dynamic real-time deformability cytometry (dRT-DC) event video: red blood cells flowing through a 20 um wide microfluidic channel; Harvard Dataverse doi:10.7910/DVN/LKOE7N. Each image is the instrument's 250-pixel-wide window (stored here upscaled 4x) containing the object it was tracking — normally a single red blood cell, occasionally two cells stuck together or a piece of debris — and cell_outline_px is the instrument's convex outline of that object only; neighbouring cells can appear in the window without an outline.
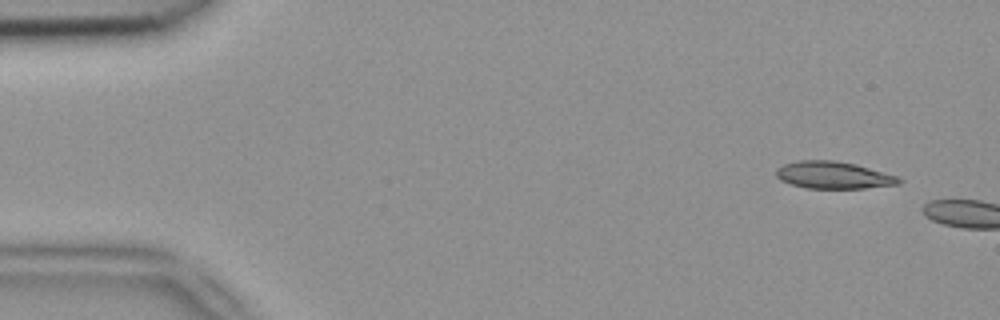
{"species": "common noctule bat (a hibernating species)", "species_latin": "Nyctalus noctula", "temperature_condition": "room temperature", "stored_images_in_passage": 3, "camera_frame_rate_fps": 3000, "um_per_image_px": 0.085, "animal": {"sex": "female", "body_mass_g": 18.4}, "frame": {"image": 1, "passage_image": 1, "time_ms": 0.0, "image_size_px": [1000, 320], "cell_outline_px": [[904, 180], [900, 184], [864, 188], [808, 188], [792, 184], [780, 180], [776, 176], [776, 168], [784, 164], [800, 160], [836, 160], [856, 164], [900, 176]], "centroid_in_image_um": [70.89, 14.88], "position_along_channel_um": 14.1, "area_um2": 19.59}}